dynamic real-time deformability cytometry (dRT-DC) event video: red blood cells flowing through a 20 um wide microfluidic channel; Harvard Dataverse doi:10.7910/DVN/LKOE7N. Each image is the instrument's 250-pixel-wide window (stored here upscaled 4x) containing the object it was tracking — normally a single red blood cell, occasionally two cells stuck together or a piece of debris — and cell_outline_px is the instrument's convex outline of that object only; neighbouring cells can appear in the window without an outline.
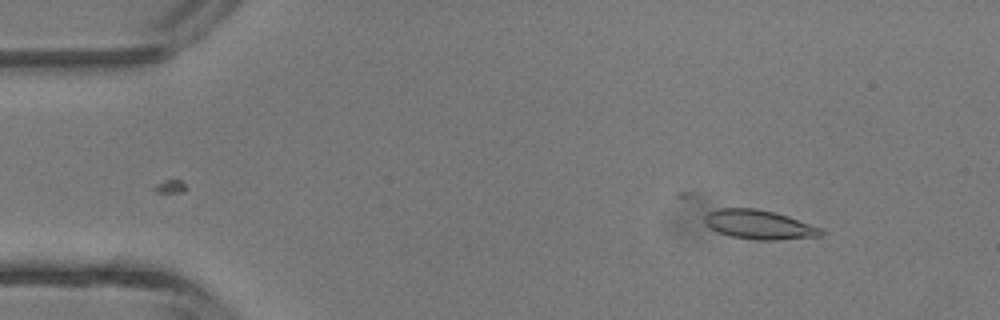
{"species": "common noctule bat (a hibernating species)", "species_latin": "Nyctalus noctula", "temperature_condition": "room temperature", "stored_images_in_passage": 3, "camera_frame_rate_fps": 3000, "um_per_image_px": 0.085, "animal": {"sex": "male", "body_mass_g": 13.3}, "frame": {"image": 1, "passage_image": 1, "time_ms": 0.0, "image_size_px": [1000, 320], "cell_outline_px": [[824, 232], [820, 236], [776, 240], [756, 240], [732, 236], [716, 232], [704, 220], [704, 216], [708, 212], [720, 208], [756, 208], [776, 212], [788, 216], [820, 228]], "centroid_in_image_um": [64.51, 19.09], "position_along_channel_um": 20.5, "area_um2": 19.65}}
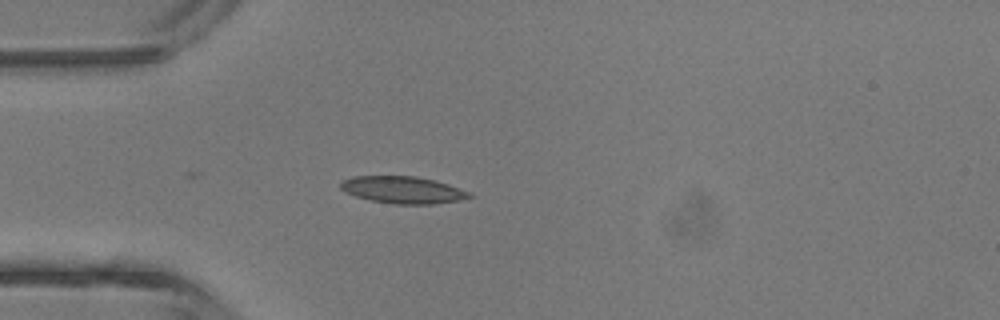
{"frame": {"image": 2, "passage_image": 3, "time_ms": 2.333, "image_size_px": [1000, 320], "cell_outline_px": [[476, 196], [460, 200], [432, 204], [396, 204], [372, 200], [356, 196], [340, 188], [340, 184], [344, 180], [352, 176], [416, 176], [448, 184], [472, 192]], "centroid_in_image_um": [34.31, 16.14], "position_along_channel_um": 50.7, "area_um2": 20.17}}